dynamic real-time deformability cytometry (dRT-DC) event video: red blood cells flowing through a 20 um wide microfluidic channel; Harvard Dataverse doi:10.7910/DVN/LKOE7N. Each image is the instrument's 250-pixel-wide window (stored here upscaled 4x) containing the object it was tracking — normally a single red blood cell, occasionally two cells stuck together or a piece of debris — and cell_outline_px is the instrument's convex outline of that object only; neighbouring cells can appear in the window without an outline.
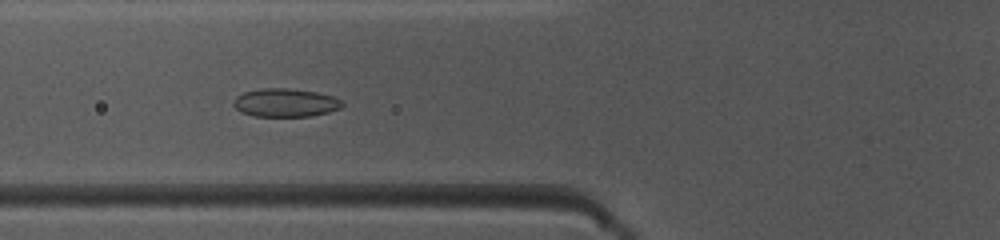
{"species": "common noctule bat (a hibernating species)", "species_latin": "Nyctalus noctula", "temperature_condition": "warm", "stored_images_in_passage": 39, "camera_frame_rate_fps": 3000, "um_per_image_px": 0.085, "animal": {"sex": "female", "body_mass_g": 10.0, "forearm_length_mm": 53.1}, "frame": {"image": 1, "passage_image": 8, "time_ms": 2.333, "image_size_px": [1000, 240], "cell_outline_px": [[344, 104], [340, 108], [328, 112], [312, 116], [252, 116], [240, 112], [232, 104], [232, 100], [236, 96], [244, 92], [260, 88], [288, 88], [316, 92], [332, 96], [340, 100]], "centroid_in_image_um": [24.21, 8.73], "position_along_channel_um": 101.6, "area_um2": 18.03}}
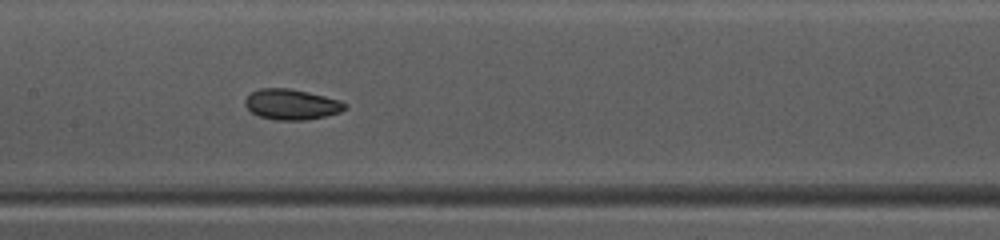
{"frame": {"image": 2, "passage_image": 14, "time_ms": 4.333, "image_size_px": [1000, 240], "cell_outline_px": [[348, 108], [340, 112], [324, 116], [304, 120], [276, 120], [260, 116], [252, 112], [244, 104], [244, 100], [252, 92], [260, 88], [288, 88], [308, 92], [340, 100], [348, 104]], "centroid_in_image_um": [24.8, 8.87], "position_along_channel_um": 182.6, "area_um2": 17.69}}
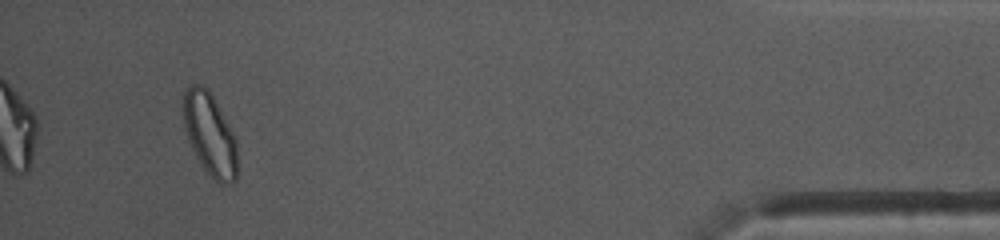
{"frame": {"image": 3, "passage_image": 36, "time_ms": 11.667, "image_size_px": [1000, 240], "cell_outline_px": [[236, 180], [224, 184], [220, 184], [200, 164], [188, 140], [184, 128], [184, 92], [188, 84], [200, 84], [208, 88], [232, 132], [236, 140]], "centroid_in_image_um": [17.81, 11.39], "position_along_channel_um": 417.4, "area_um2": 25.49}, "authors_computed_cell_mechanics": {"area_um2": 18.0336, "velocity_mm_per_s": 4.021, "shape_relaxation_time_tau1_ms": 3.1182, "shape_relaxation_time_tau2_ms": 1.9299, "deformation_change_tau1": 0.0719, "deformation_change_tau2": 0.0518}}